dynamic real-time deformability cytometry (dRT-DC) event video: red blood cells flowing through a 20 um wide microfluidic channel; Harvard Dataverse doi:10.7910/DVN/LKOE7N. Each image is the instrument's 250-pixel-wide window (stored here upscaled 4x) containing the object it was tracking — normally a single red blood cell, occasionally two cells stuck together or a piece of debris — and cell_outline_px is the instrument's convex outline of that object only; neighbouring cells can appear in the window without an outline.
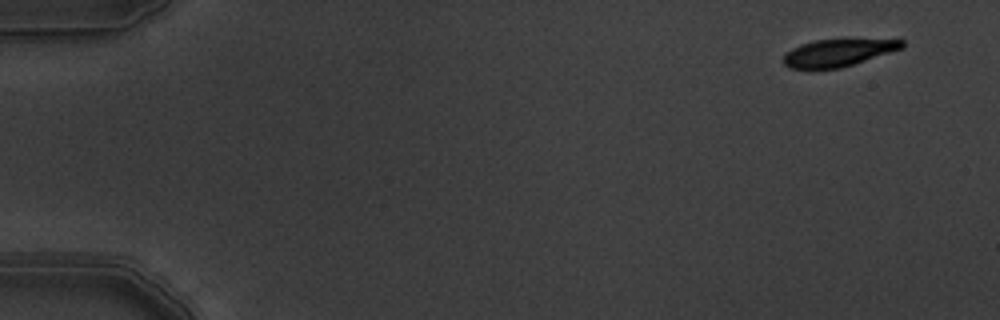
{"species": "common noctule bat (a hibernating species)", "species_latin": "Nyctalus noctula", "temperature_condition": "warm", "stored_images_in_passage": 4, "camera_frame_rate_fps": 3000, "um_per_image_px": 0.085, "animal": {"sex": "male", "body_mass_g": 19.5, "forearm_length_mm": 54.6}, "frame": {"image": 1, "passage_image": 1, "time_ms": 0.0, "image_size_px": [1000, 320], "cell_outline_px": [[904, 48], [840, 68], [788, 68], [784, 64], [784, 56], [792, 48], [800, 44], [816, 40], [844, 36], [848, 36], [904, 40]], "centroid_in_image_um": [71.33, 4.4], "position_along_channel_um": 13.7, "area_um2": 19.65}}